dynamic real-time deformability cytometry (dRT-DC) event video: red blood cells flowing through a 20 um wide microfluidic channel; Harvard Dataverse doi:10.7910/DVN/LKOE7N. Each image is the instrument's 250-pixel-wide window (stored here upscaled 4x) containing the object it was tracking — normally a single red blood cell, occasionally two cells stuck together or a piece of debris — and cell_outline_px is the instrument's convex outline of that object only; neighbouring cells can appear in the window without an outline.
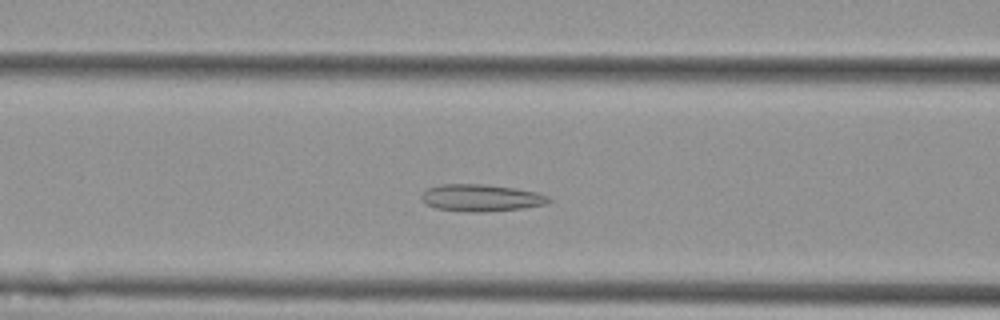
{"species": "Egyptian fruit bat (a non-hibernating species)", "species_latin": "Rousettus aegyptiacus", "temperature_condition": "cold", "stored_images_in_passage": 38, "camera_frame_rate_fps": 3000, "um_per_image_px": 0.085, "animal": {"sex": "female"}, "frame": {"image": 1, "passage_image": 13, "time_ms": 4.0, "image_size_px": [1000, 320], "cell_outline_px": [[552, 200], [548, 204], [524, 208], [488, 212], [468, 212], [436, 208], [420, 200], [420, 192], [424, 188], [440, 184], [484, 184], [516, 188], [540, 192], [548, 196]], "centroid_in_image_um": [40.89, 16.81], "position_along_channel_um": 125.7, "area_um2": 20.58}}
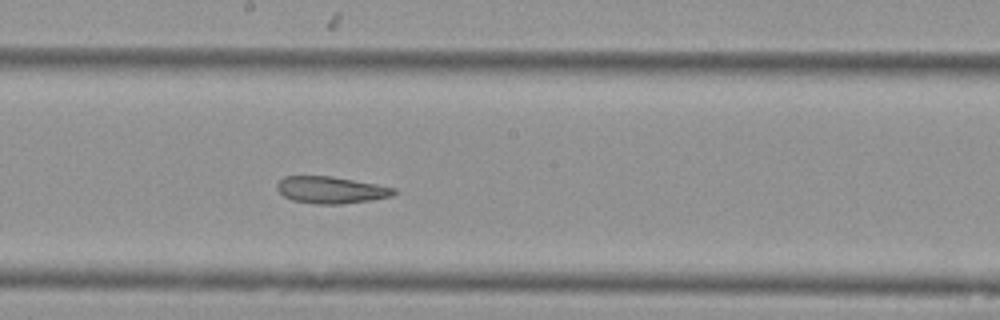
{"frame": {"image": 2, "passage_image": 21, "time_ms": 6.667, "image_size_px": [1000, 320], "cell_outline_px": [[396, 192], [392, 196], [372, 200], [340, 204], [316, 204], [292, 200], [284, 196], [276, 188], [276, 184], [284, 176], [332, 176], [376, 184], [396, 188]], "centroid_in_image_um": [28.13, 16.14], "position_along_channel_um": 220.1, "area_um2": 18.32}}
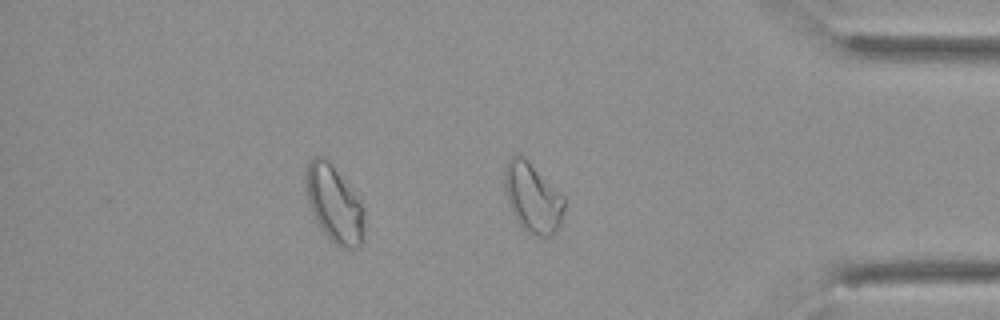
{"frame": {"image": 3, "passage_image": 37, "time_ms": 12.0, "image_size_px": [1000, 320], "cell_outline_px": [[364, 240], [360, 248], [340, 248], [324, 232], [316, 220], [312, 212], [308, 200], [304, 180], [308, 160], [316, 156], [324, 156], [328, 160], [356, 196], [360, 204], [364, 224]], "centroid_in_image_um": [28.39, 17.35], "position_along_channel_um": 406.8, "area_um2": 25.78}, "authors_computed_cell_mechanics": {"area_um2": 19.7098, "velocity_mm_per_s": 3.5543, "shape_relaxation_time_tau1_ms": null, "shape_relaxation_time_tau2_ms": 4.3647, "deformation_change_tau1": null, "deformation_change_tau2": 0.1233}}